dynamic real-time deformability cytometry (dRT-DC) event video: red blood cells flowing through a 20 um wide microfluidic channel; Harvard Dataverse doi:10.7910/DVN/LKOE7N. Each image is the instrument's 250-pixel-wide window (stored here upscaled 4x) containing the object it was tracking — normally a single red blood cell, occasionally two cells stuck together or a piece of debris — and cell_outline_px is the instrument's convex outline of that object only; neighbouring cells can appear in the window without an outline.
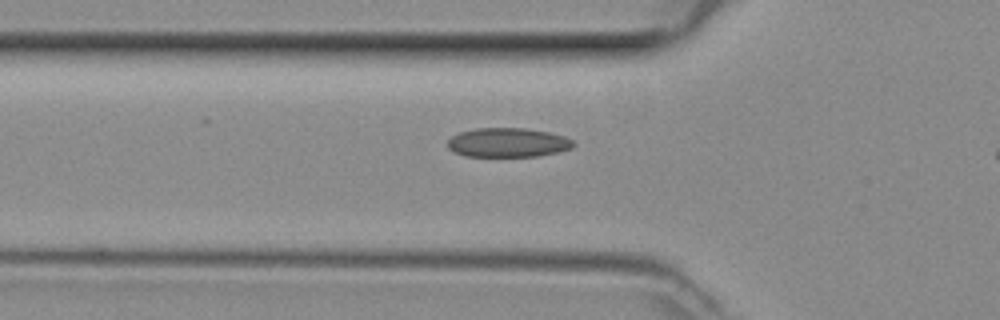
{"species": "common noctule bat (a hibernating species)", "species_latin": "Nyctalus noctula", "temperature_condition": "room temperature", "stored_images_in_passage": 33, "camera_frame_rate_fps": 3000, "um_per_image_px": 0.085, "animal": {"sex": "female", "body_mass_g": 29.2, "forearm_length_mm": 56.3}, "frame": {"image": 1, "passage_image": 8, "time_ms": 2.333, "image_size_px": [1000, 320], "cell_outline_px": [[576, 144], [572, 148], [556, 152], [536, 156], [464, 156], [448, 148], [448, 140], [452, 136], [460, 132], [476, 128], [524, 128], [548, 132], [564, 136], [572, 140]], "centroid_in_image_um": [43.17, 12.11], "position_along_channel_um": 82.6, "area_um2": 21.27}}
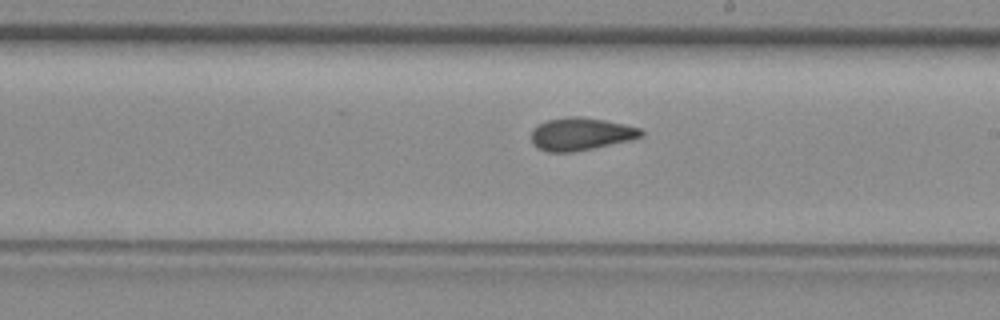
{"frame": {"image": 2, "passage_image": 19, "time_ms": 6.0, "image_size_px": [1000, 320], "cell_outline_px": [[644, 136], [628, 140], [592, 148], [572, 152], [548, 152], [536, 148], [532, 144], [532, 128], [536, 124], [548, 120], [568, 116], [580, 116], [604, 120], [624, 124], [640, 128], [644, 132]], "centroid_in_image_um": [49.32, 11.38], "position_along_channel_um": 239.7, "area_um2": 20.92}}
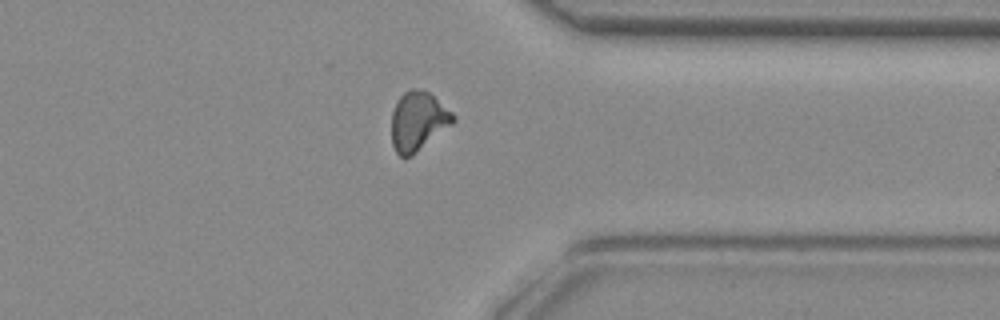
{"frame": {"image": 3, "passage_image": 29, "time_ms": 9.333, "image_size_px": [1000, 320], "cell_outline_px": [[456, 120], [452, 124], [412, 156], [400, 156], [396, 152], [392, 144], [392, 112], [400, 96], [404, 92], [412, 88], [416, 88], [428, 92], [452, 112], [456, 116]], "centroid_in_image_um": [35.53, 10.3], "position_along_channel_um": 375.9, "area_um2": 20.98}}